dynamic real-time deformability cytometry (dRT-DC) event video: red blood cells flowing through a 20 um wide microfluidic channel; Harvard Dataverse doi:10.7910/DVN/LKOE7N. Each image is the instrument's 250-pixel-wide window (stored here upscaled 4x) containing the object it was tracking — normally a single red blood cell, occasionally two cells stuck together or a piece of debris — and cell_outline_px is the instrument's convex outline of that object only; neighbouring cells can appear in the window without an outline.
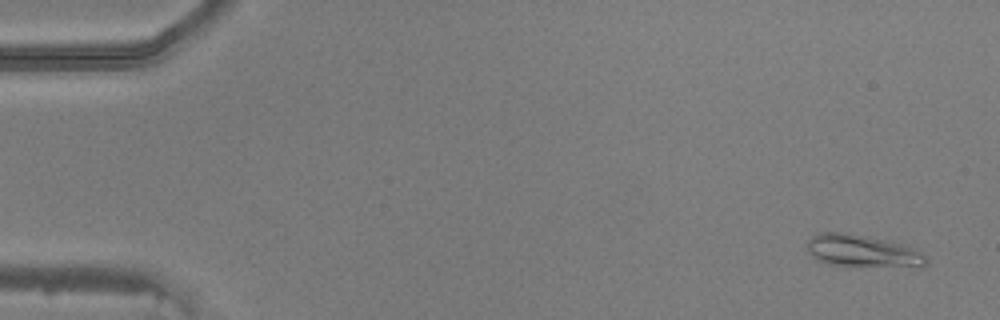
{"species": "common noctule bat (a hibernating species)", "species_latin": "Nyctalus noctula", "temperature_condition": "warm", "stored_images_in_passage": 49, "camera_frame_rate_fps": 3000, "um_per_image_px": 0.085, "animal": {"sex": "male", "body_mass_g": 20.5, "forearm_length_mm": 52.5}, "frame": {"image": 1, "passage_image": 3, "time_ms": 0.667, "image_size_px": [1000, 320], "cell_outline_px": [[928, 264], [924, 268], [920, 268], [828, 264], [816, 260], [808, 252], [808, 240], [812, 236], [820, 232], [840, 232], [888, 240], [904, 244], [916, 248], [924, 252], [928, 260]], "centroid_in_image_um": [73.42, 21.36], "position_along_channel_um": 11.6, "area_um2": 22.83}}
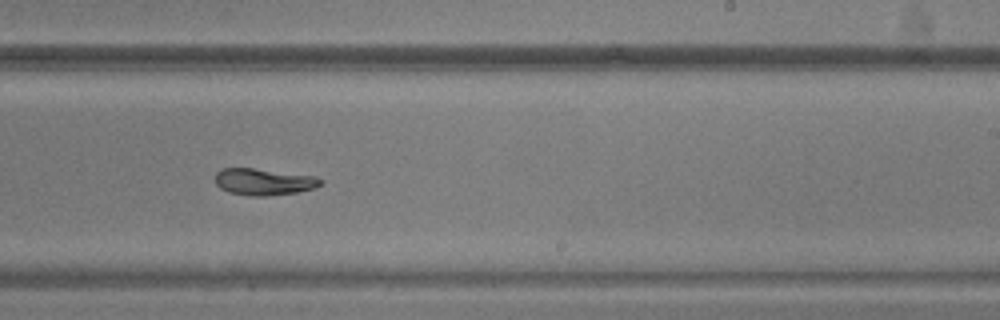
{"frame": {"image": 2, "passage_image": 31, "time_ms": 10.0, "image_size_px": [1000, 320], "cell_outline_px": [[324, 184], [316, 188], [296, 192], [264, 196], [248, 196], [228, 192], [220, 188], [216, 184], [216, 172], [220, 168], [252, 168], [316, 176], [324, 180]], "centroid_in_image_um": [22.44, 15.45], "position_along_channel_um": 266.6, "area_um2": 16.53}}
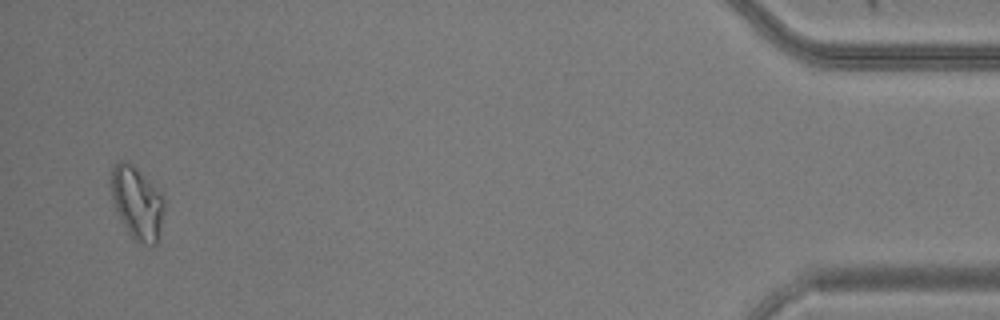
{"frame": {"image": 3, "passage_image": 48, "time_ms": 15.667, "image_size_px": [1000, 320], "cell_outline_px": [[164, 208], [160, 240], [156, 244], [140, 244], [128, 232], [116, 208], [112, 196], [112, 168], [116, 160], [128, 160], [160, 192], [164, 200]], "centroid_in_image_um": [11.69, 17.25], "position_along_channel_um": 423.5, "area_um2": 22.25}}